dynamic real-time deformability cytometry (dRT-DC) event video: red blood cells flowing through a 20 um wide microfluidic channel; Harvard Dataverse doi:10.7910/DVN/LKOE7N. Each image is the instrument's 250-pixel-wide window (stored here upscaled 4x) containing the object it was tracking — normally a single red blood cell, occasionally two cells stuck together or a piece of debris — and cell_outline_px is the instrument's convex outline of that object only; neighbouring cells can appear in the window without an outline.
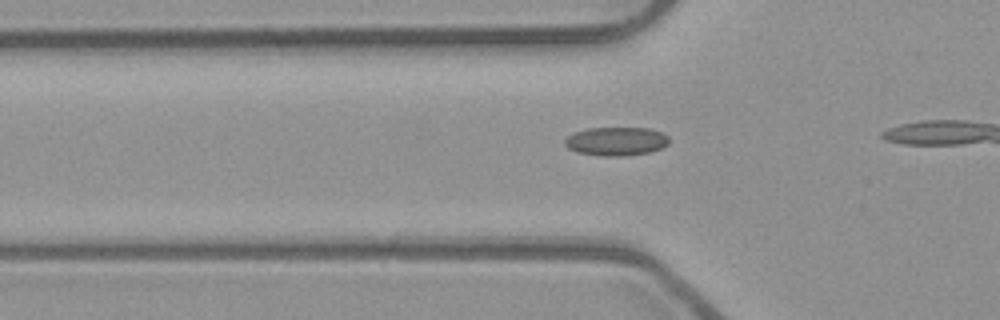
{"species": "common noctule bat (a hibernating species)", "species_latin": "Nyctalus noctula", "temperature_condition": "room temperature", "stored_images_in_passage": 7, "camera_frame_rate_fps": 3000, "um_per_image_px": 0.085, "animal": {"sex": "male", "body_mass_g": 23.1, "forearm_length_mm": 52.7}, "frame": {"image": 1, "passage_image": 2, "time_ms": 0.333, "image_size_px": [1000, 320], "cell_outline_px": [[668, 144], [652, 152], [624, 156], [600, 156], [576, 152], [568, 148], [564, 144], [564, 140], [572, 132], [588, 128], [648, 128], [660, 132], [668, 136]], "centroid_in_image_um": [52.34, 12.01], "position_along_channel_um": 73.5, "area_um2": 17.51}}
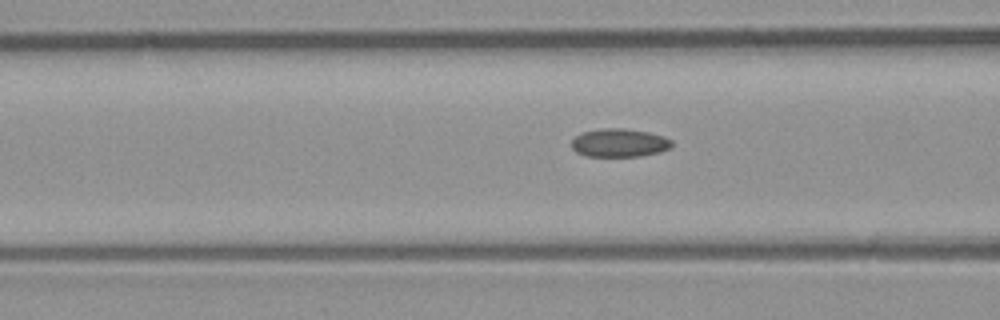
{"frame": {"image": 2, "passage_image": 5, "time_ms": 1.333, "image_size_px": [1000, 320], "cell_outline_px": [[672, 148], [660, 152], [640, 156], [588, 156], [576, 152], [572, 148], [572, 140], [576, 136], [584, 132], [604, 128], [624, 128], [648, 132], [664, 136], [672, 140]], "centroid_in_image_um": [52.68, 12.14], "position_along_channel_um": 113.9, "area_um2": 16.53}}